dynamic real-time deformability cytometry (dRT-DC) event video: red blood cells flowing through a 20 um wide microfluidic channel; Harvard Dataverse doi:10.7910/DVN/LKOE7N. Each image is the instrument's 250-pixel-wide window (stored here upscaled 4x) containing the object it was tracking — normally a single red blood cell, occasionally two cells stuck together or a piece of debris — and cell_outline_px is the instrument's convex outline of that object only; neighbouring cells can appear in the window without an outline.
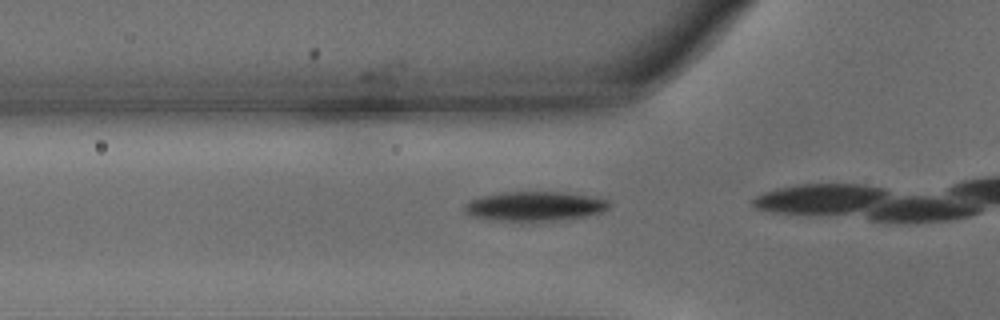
{"species": "common noctule bat (a hibernating species)", "species_latin": "Nyctalus noctula", "temperature_condition": "warm", "stored_images_in_passage": 7, "camera_frame_rate_fps": 3000, "um_per_image_px": 0.085, "animal": {"sex": "male", "body_mass_g": 15.6}, "frame": {"image": 1, "passage_image": 5, "time_ms": 1.333, "image_size_px": [1000, 320], "cell_outline_px": [[612, 204], [608, 208], [600, 212], [584, 216], [556, 220], [488, 220], [472, 216], [464, 212], [464, 204], [468, 200], [480, 196], [500, 192], [564, 192], [588, 196], [608, 200]], "centroid_in_image_um": [45.38, 17.51], "position_along_channel_um": 80.4, "area_um2": 24.68}}